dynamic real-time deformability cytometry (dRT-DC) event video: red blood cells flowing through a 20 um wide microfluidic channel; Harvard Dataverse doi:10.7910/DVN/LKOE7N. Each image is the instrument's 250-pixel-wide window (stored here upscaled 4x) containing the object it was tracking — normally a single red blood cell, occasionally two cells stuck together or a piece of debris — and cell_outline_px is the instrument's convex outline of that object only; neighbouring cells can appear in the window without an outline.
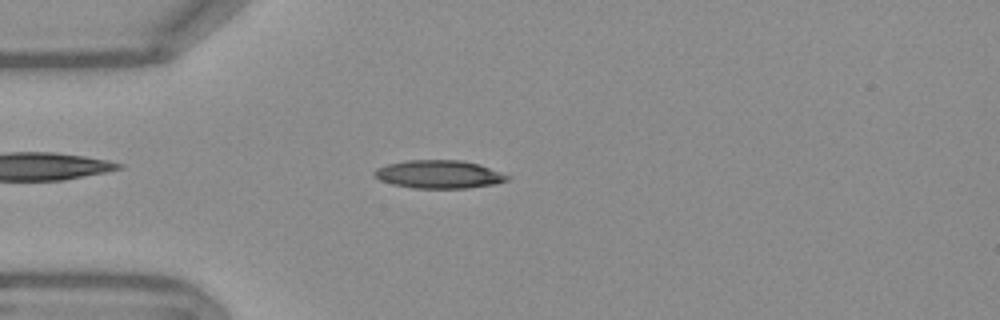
{"species": "Egyptian fruit bat (a non-hibernating species)", "species_latin": "Rousettus aegyptiacus", "temperature_condition": "warm", "stored_images_in_passage": 52, "camera_frame_rate_fps": 3000, "um_per_image_px": 0.085, "frame": {"image": 1, "passage_image": 13, "time_ms": 4.0, "image_size_px": [1000, 320], "cell_outline_px": [[512, 176], [508, 180], [496, 184], [468, 188], [412, 188], [392, 184], [380, 180], [372, 172], [376, 168], [388, 164], [408, 160], [460, 160], [480, 164]], "centroid_in_image_um": [37.35, 14.82], "position_along_channel_um": 47.7, "area_um2": 21.91}}
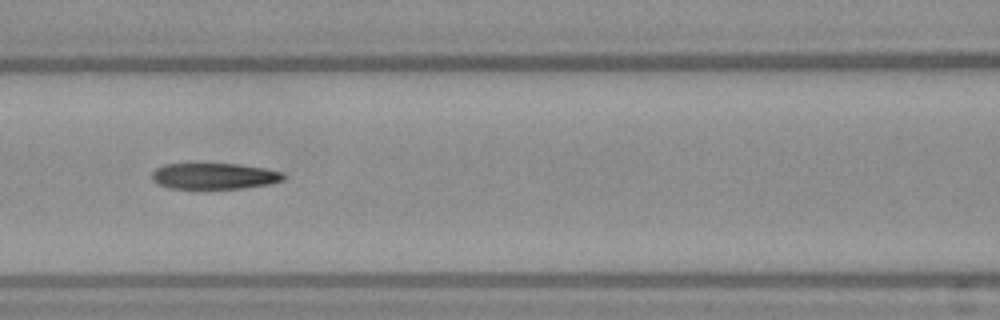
{"frame": {"image": 2, "passage_image": 22, "time_ms": 7.0, "image_size_px": [1000, 320], "cell_outline_px": [[284, 180], [268, 184], [244, 188], [196, 192], [168, 188], [156, 184], [152, 180], [152, 172], [156, 168], [164, 164], [240, 164], [264, 168], [284, 172]], "centroid_in_image_um": [18.14, 15.02], "position_along_channel_um": 148.5, "area_um2": 21.1}}
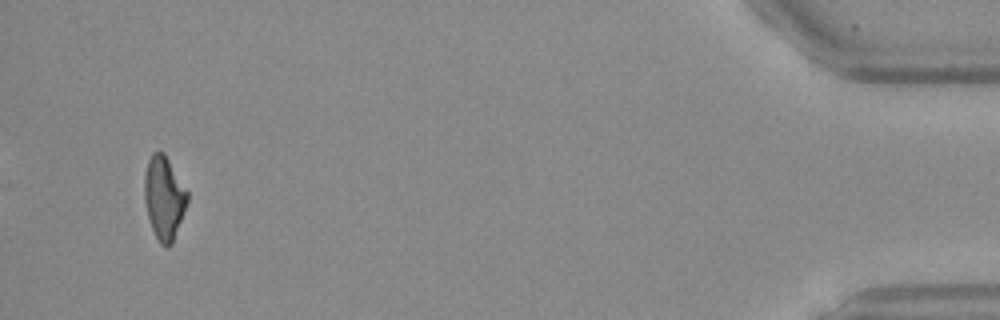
{"frame": {"image": 3, "passage_image": 50, "time_ms": 16.333, "image_size_px": [1000, 320], "cell_outline_px": [[188, 200], [172, 244], [168, 248], [160, 244], [152, 228], [148, 216], [144, 200], [144, 176], [148, 160], [152, 152], [164, 152], [188, 192]], "centroid_in_image_um": [13.93, 16.81], "position_along_channel_um": 421.3, "area_um2": 20.69}, "authors_computed_cell_mechanics": {"area_um2": 21.2415, "velocity_mm_per_s": 3.7858, "shape_relaxation_time_tau1_ms": null, "shape_relaxation_time_tau2_ms": 3.0605, "deformation_change_tau1": null, "deformation_change_tau2": 0.1159}}